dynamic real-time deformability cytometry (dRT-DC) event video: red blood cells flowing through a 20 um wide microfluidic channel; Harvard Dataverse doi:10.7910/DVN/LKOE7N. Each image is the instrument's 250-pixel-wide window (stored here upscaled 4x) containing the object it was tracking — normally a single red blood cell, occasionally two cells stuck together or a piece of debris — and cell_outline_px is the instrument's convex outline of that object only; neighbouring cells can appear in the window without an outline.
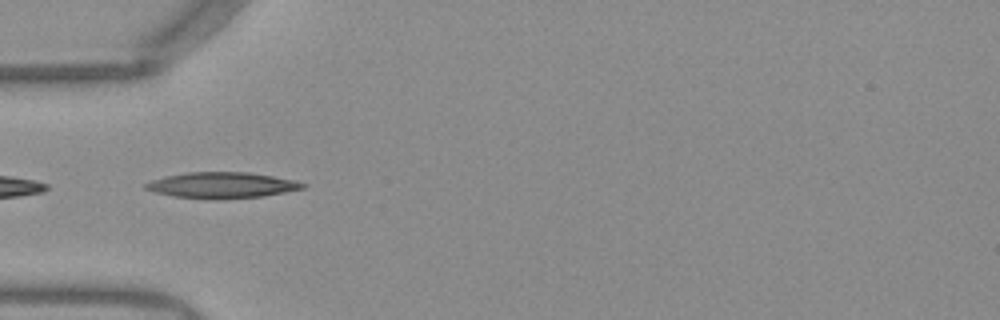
{"species": "Egyptian fruit bat (a non-hibernating species)", "species_latin": "Rousettus aegyptiacus", "temperature_condition": "warm", "stored_images_in_passage": 32, "camera_frame_rate_fps": 3000, "um_per_image_px": 0.085, "frame": {"image": 1, "passage_image": 10, "time_ms": 3.0, "image_size_px": [1000, 320], "cell_outline_px": [[308, 184], [304, 188], [284, 192], [260, 196], [208, 200], [172, 196], [156, 192], [144, 188], [144, 184], [152, 180], [164, 176], [188, 172], [248, 172], [296, 180]], "centroid_in_image_um": [18.84, 15.74], "position_along_channel_um": 66.2, "area_um2": 23.76}}
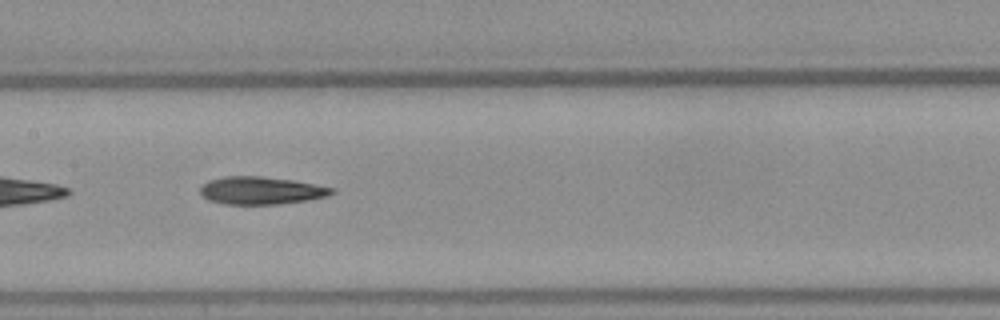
{"frame": {"image": 2, "passage_image": 19, "time_ms": 6.0, "image_size_px": [1000, 320], "cell_outline_px": [[336, 192], [328, 196], [308, 200], [280, 204], [224, 204], [208, 200], [200, 192], [200, 188], [208, 180], [224, 176], [260, 176], [292, 180], [336, 188]], "centroid_in_image_um": [22.22, 16.19], "position_along_channel_um": 185.2, "area_um2": 21.27}}
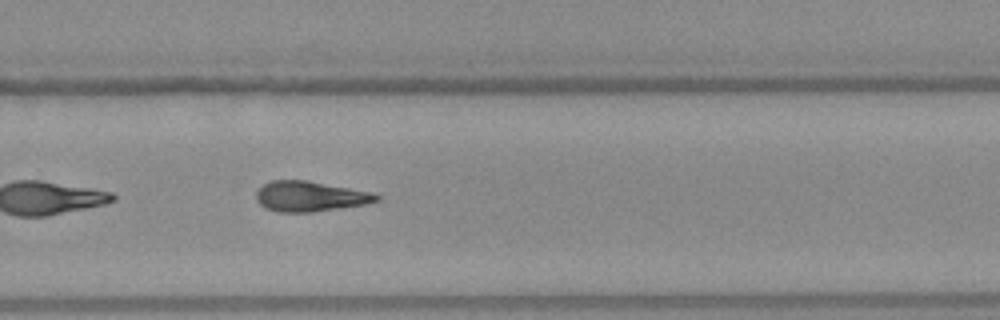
{"frame": {"image": 3, "passage_image": 28, "time_ms": 9.0, "image_size_px": [1000, 320], "cell_outline_px": [[380, 200], [364, 204], [312, 212], [276, 212], [260, 204], [256, 200], [256, 192], [264, 184], [272, 180], [304, 180], [372, 192], [380, 196]], "centroid_in_image_um": [26.34, 16.69], "position_along_channel_um": 303.5, "area_um2": 20.92}}